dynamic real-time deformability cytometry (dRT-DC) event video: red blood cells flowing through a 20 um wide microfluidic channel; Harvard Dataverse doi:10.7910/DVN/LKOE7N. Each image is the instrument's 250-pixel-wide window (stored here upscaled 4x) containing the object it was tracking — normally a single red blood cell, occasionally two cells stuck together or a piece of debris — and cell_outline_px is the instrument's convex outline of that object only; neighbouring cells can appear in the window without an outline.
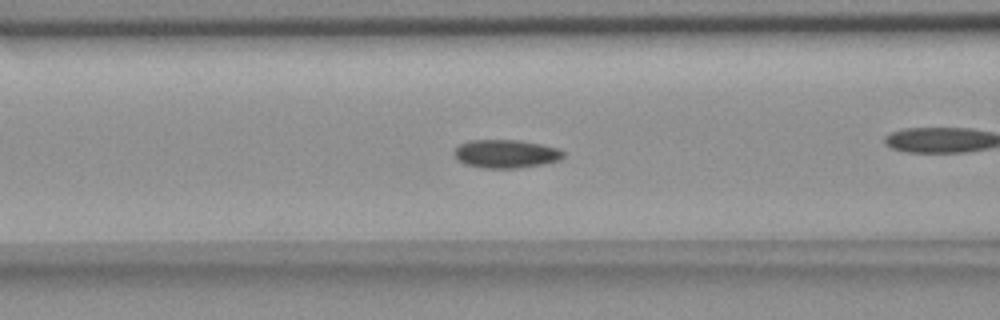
{"species": "common noctule bat (a hibernating species)", "species_latin": "Nyctalus noctula", "temperature_condition": "room temperature", "stored_images_in_passage": 50, "camera_frame_rate_fps": 3000, "um_per_image_px": 0.085, "animal": {"sex": "female", "body_mass_g": 18.4}, "frame": {"image": 1, "passage_image": 15, "time_ms": 4.667, "image_size_px": [1000, 320], "cell_outline_px": [[564, 156], [560, 160], [544, 164], [516, 168], [484, 168], [464, 164], [456, 160], [452, 152], [460, 144], [468, 140], [520, 140], [560, 148], [564, 152]], "centroid_in_image_um": [42.98, 13.07], "position_along_channel_um": 123.6, "area_um2": 18.26}}
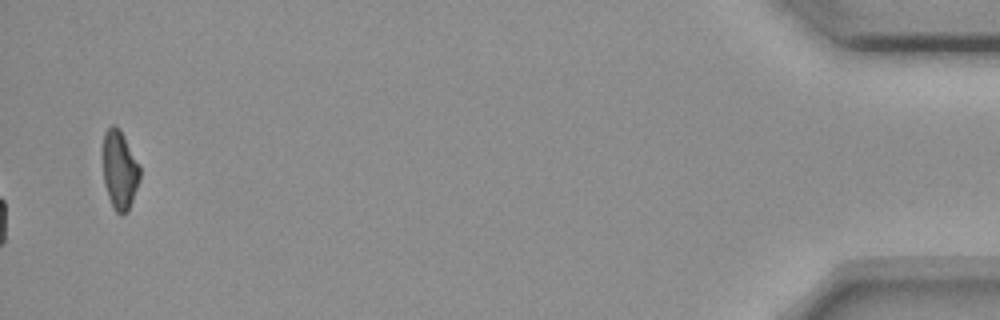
{"frame": {"image": 2, "passage_image": 50, "time_ms": 16.333, "image_size_px": [1000, 320], "cell_outline_px": [[140, 180], [128, 212], [120, 216], [116, 212], [108, 196], [104, 184], [100, 156], [104, 132], [112, 124], [116, 124], [120, 128], [140, 164]], "centroid_in_image_um": [10.14, 14.39], "position_along_channel_um": 425.1, "area_um2": 17.86}, "authors_computed_cell_mechanics": {"area_um2": 17.7446, "velocity_mm_per_s": 3.6149, "shape_relaxation_time_tau1_ms": 5.0848, "shape_relaxation_time_tau2_ms": 3.9476, "deformation_change_tau1": 0.1097, "deformation_change_tau2": 0.072}}